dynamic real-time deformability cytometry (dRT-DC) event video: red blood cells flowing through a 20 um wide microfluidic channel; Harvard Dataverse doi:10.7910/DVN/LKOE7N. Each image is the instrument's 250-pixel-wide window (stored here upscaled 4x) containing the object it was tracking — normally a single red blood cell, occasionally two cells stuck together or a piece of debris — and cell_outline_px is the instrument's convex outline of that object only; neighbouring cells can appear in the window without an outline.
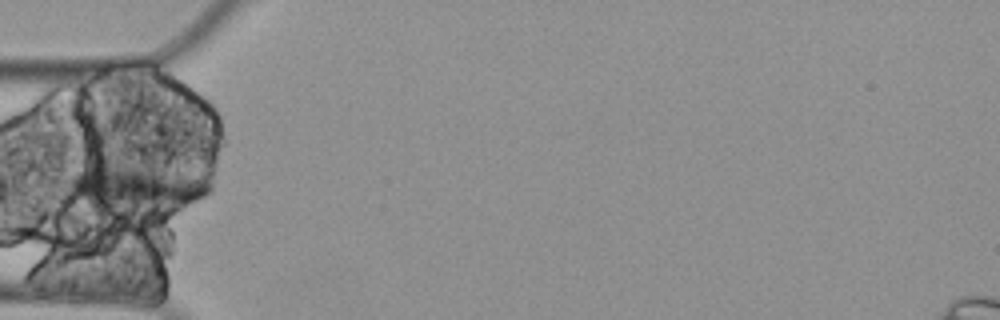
{"species": "Egyptian fruit bat (a non-hibernating species)", "species_latin": "Rousettus aegyptiacus", "temperature_condition": "cold", "stored_images_in_passage": 30, "segment_of_instrument_passage": [1, 2], "camera_frame_rate_fps": 3000, "um_per_image_px": 0.085, "animal": {"sex": "female"}, "frame": {"image": 1, "passage_image": 1, "time_ms": 0.0, "image_size_px": [1000, 320], "cell_outline_px": [[212, 188], [204, 196], [176, 208], [172, 208], [72, 204], [60, 192], [60, 180], [76, 168], [96, 168], [172, 172], [192, 176], [212, 184]], "centroid_in_image_um": [11.19, 15.98], "position_along_channel_um": 73.8, "area_um2": 35.08}}